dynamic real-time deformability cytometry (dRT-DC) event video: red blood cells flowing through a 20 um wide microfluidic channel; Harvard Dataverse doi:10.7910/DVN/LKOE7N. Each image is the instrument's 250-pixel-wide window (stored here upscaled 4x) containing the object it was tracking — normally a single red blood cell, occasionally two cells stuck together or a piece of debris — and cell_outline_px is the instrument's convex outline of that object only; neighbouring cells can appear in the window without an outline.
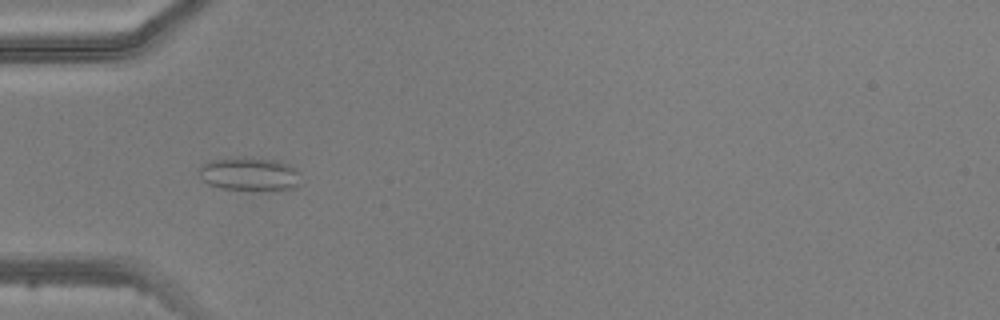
{"species": "common noctule bat (a hibernating species)", "species_latin": "Nyctalus noctula", "temperature_condition": "warm", "stored_images_in_passage": 6, "camera_frame_rate_fps": 3000, "um_per_image_px": 0.085, "animal": {"sex": "male", "body_mass_g": 20.5, "forearm_length_mm": 52.5}, "frame": {"image": 1, "passage_image": 5, "time_ms": 4.667, "image_size_px": [1000, 320], "cell_outline_px": [[300, 184], [292, 188], [268, 192], [260, 192], [220, 188], [208, 184], [200, 176], [200, 168], [208, 160], [236, 156], [240, 156], [276, 160], [288, 164], [296, 168]], "centroid_in_image_um": [21.21, 14.81], "position_along_channel_um": 63.8, "area_um2": 20.46}}
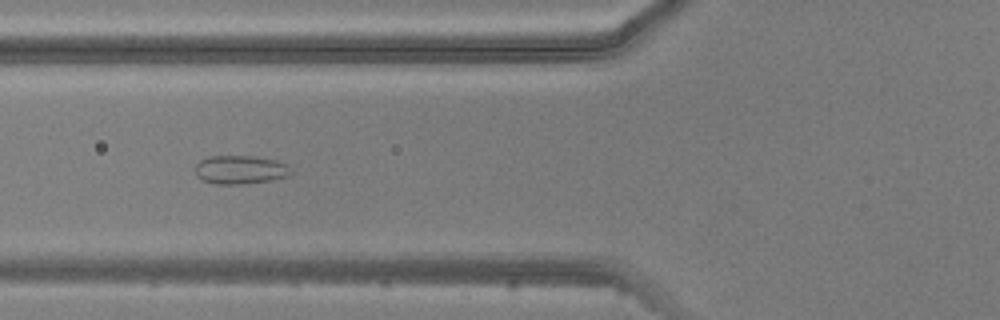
{"frame": {"image": 2, "passage_image": 6, "time_ms": 5.667, "image_size_px": [1000, 320], "cell_outline_px": [[292, 172], [288, 176], [268, 180], [244, 184], [216, 184], [204, 180], [196, 176], [196, 164], [200, 160], [212, 156], [252, 156], [276, 160], [288, 164]], "centroid_in_image_um": [20.43, 14.42], "position_along_channel_um": 105.4, "area_um2": 15.84}}